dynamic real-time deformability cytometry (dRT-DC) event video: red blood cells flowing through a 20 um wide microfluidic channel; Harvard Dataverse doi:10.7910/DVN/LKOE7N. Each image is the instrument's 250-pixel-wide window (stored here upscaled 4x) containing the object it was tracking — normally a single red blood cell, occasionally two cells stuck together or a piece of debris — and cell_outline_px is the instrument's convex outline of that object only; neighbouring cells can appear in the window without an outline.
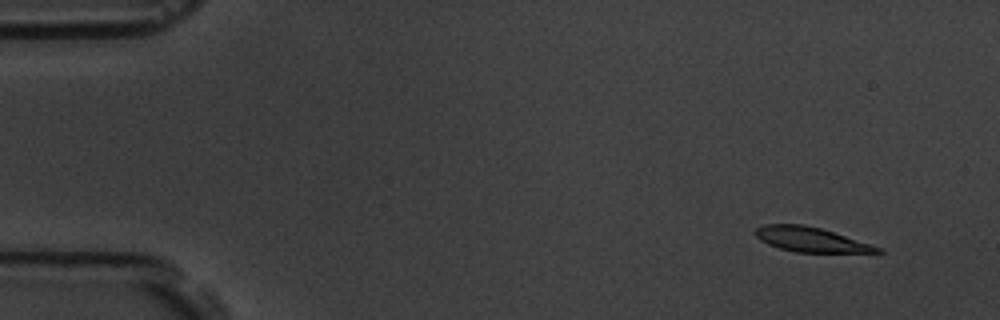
{"species": "common noctule bat (a hibernating species)", "species_latin": "Nyctalus noctula", "temperature_condition": "room temperature", "stored_images_in_passage": 10, "camera_frame_rate_fps": 3000, "um_per_image_px": 0.085, "animal": {"sex": "male", "body_mass_g": 19.5, "forearm_length_mm": 54.6}, "frame": {"image": 1, "passage_image": 1, "time_ms": 0.0, "image_size_px": [1000, 320], "cell_outline_px": [[884, 252], [796, 252], [780, 248], [768, 244], [760, 240], [752, 232], [756, 228], [764, 224], [804, 224], [820, 228], [872, 244], [884, 248]], "centroid_in_image_um": [68.91, 20.35], "position_along_channel_um": 16.1, "area_um2": 17.51}}
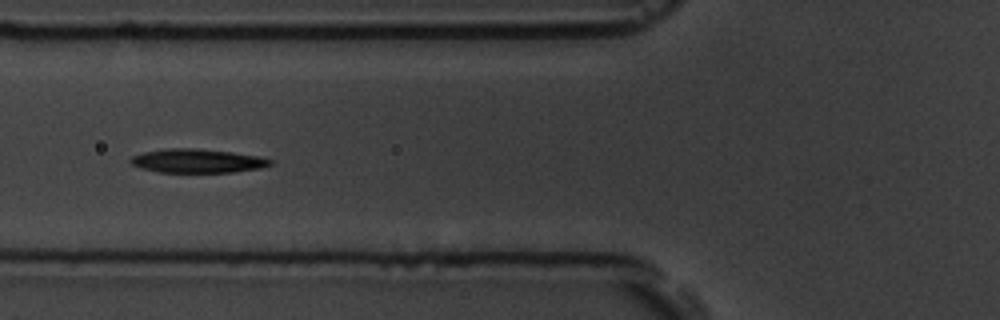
{"frame": {"image": 2, "passage_image": 6, "time_ms": 5.667, "image_size_px": [1000, 320], "cell_outline_px": [[272, 164], [260, 168], [232, 172], [160, 172], [140, 168], [132, 164], [128, 160], [132, 156], [144, 152], [168, 148], [192, 148], [232, 152], [260, 156], [272, 160]], "centroid_in_image_um": [16.76, 13.67], "position_along_channel_um": 109.0, "area_um2": 19.31}}
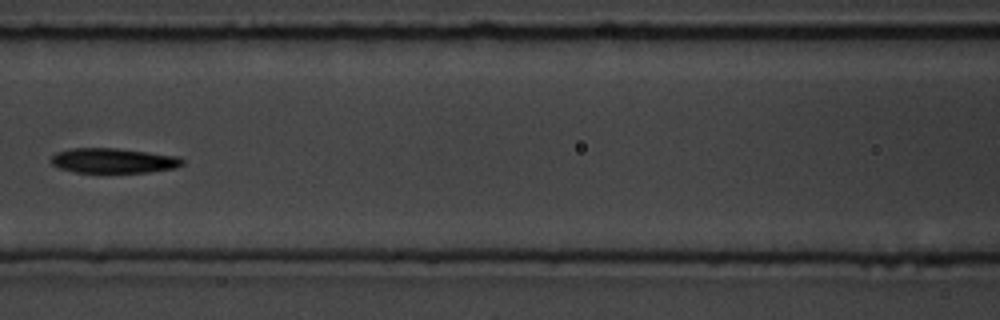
{"frame": {"image": 3, "passage_image": 7, "time_ms": 7.0, "image_size_px": [1000, 320], "cell_outline_px": [[184, 164], [176, 168], [148, 172], [76, 172], [60, 168], [52, 164], [52, 156], [56, 152], [72, 148], [116, 148], [148, 152], [176, 156], [184, 160]], "centroid_in_image_um": [9.65, 13.65], "position_along_channel_um": 156.9, "area_um2": 18.9}}